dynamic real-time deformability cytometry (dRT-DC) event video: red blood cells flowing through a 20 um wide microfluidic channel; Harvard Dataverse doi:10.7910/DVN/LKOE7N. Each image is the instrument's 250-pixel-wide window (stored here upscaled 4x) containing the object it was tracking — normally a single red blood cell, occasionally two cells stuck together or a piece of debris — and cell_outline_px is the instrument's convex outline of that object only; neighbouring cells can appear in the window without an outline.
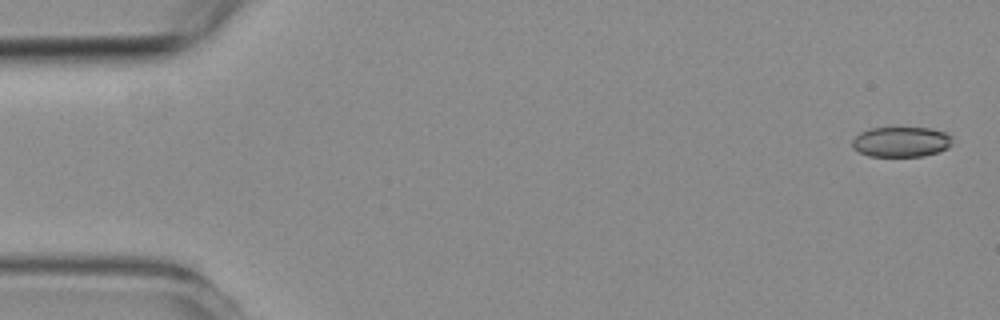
{"species": "common noctule bat (a hibernating species)", "species_latin": "Nyctalus noctula", "temperature_condition": "room temperature", "stored_images_in_passage": 7, "camera_frame_rate_fps": 3000, "um_per_image_px": 0.085, "animal": {"sex": "female", "body_mass_g": 19.3, "forearm_length_mm": 54.1}, "frame": {"image": 1, "passage_image": 1, "time_ms": 0.0, "image_size_px": [1000, 320], "cell_outline_px": [[952, 144], [948, 148], [924, 156], [868, 156], [852, 148], [852, 140], [860, 132], [872, 128], [928, 128], [944, 132], [952, 136]], "centroid_in_image_um": [76.59, 12.06], "position_along_channel_um": 8.4, "area_um2": 17.57}}
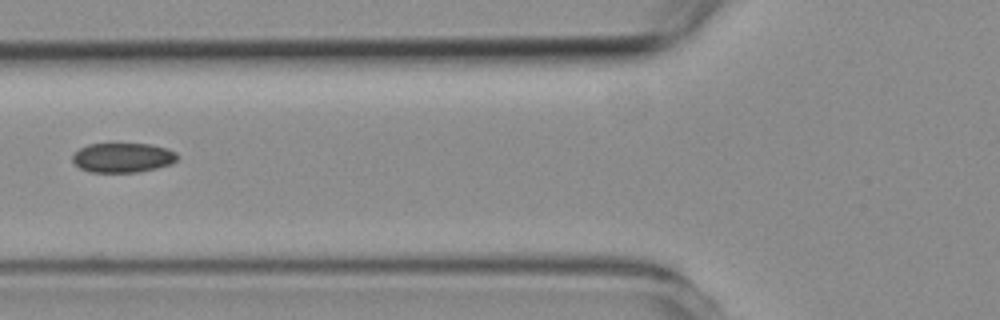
{"frame": {"image": 2, "passage_image": 5, "time_ms": 6.0, "image_size_px": [1000, 320], "cell_outline_px": [[180, 156], [172, 164], [156, 168], [136, 172], [88, 172], [80, 168], [72, 160], [72, 156], [80, 148], [88, 144], [152, 144], [168, 148], [176, 152]], "centroid_in_image_um": [10.47, 13.4], "position_along_channel_um": 115.3, "area_um2": 18.15}}
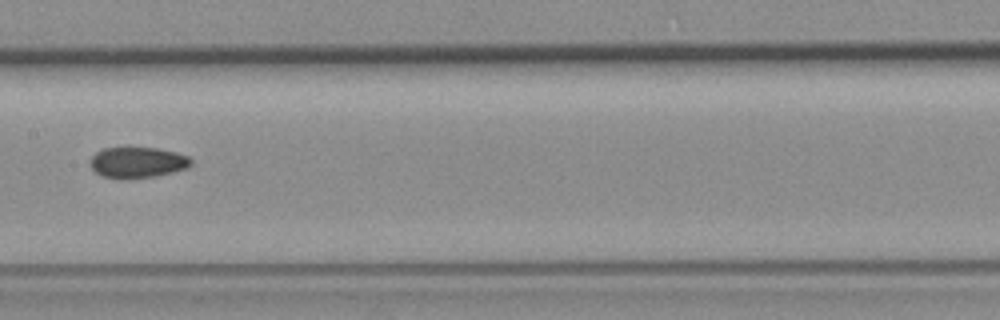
{"frame": {"image": 3, "passage_image": 7, "time_ms": 8.0, "image_size_px": [1000, 320], "cell_outline_px": [[192, 164], [188, 168], [156, 176], [124, 180], [120, 180], [100, 176], [88, 164], [88, 160], [96, 152], [104, 148], [156, 148], [176, 152], [188, 156], [192, 160]], "centroid_in_image_um": [11.65, 13.83], "position_along_channel_um": 195.7, "area_um2": 18.5}}